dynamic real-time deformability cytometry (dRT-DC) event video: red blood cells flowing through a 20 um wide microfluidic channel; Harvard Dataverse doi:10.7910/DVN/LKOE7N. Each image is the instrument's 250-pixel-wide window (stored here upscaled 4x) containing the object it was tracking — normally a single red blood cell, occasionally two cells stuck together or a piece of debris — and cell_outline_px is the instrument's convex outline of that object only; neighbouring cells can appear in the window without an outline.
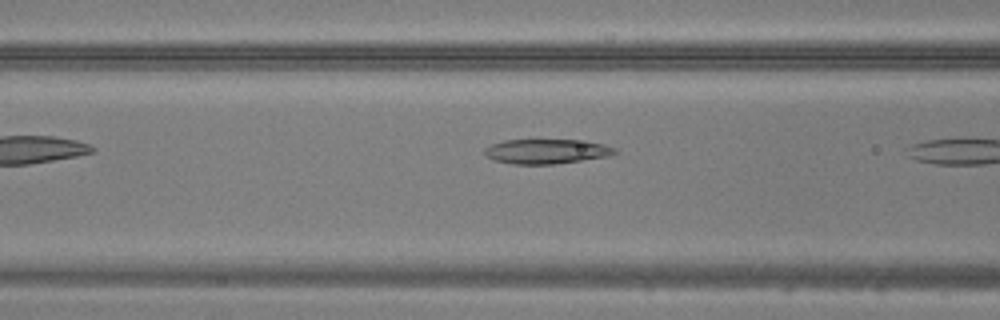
{"species": "common noctule bat (a hibernating species)", "species_latin": "Nyctalus noctula", "temperature_condition": "warm", "stored_images_in_passage": 6, "camera_frame_rate_fps": 3000, "um_per_image_px": 0.085, "animal": {"sex": "male", "body_mass_g": 20.5, "forearm_length_mm": 52.5}, "frame": {"image": 1, "passage_image": 5, "time_ms": 1.333, "image_size_px": [1000, 320], "cell_outline_px": [[616, 152], [608, 156], [556, 164], [512, 164], [496, 160], [488, 156], [484, 152], [484, 148], [492, 144], [504, 140], [576, 140], [604, 144], [616, 148]], "centroid_in_image_um": [46.45, 12.87], "position_along_channel_um": 120.2, "area_um2": 18.5}}